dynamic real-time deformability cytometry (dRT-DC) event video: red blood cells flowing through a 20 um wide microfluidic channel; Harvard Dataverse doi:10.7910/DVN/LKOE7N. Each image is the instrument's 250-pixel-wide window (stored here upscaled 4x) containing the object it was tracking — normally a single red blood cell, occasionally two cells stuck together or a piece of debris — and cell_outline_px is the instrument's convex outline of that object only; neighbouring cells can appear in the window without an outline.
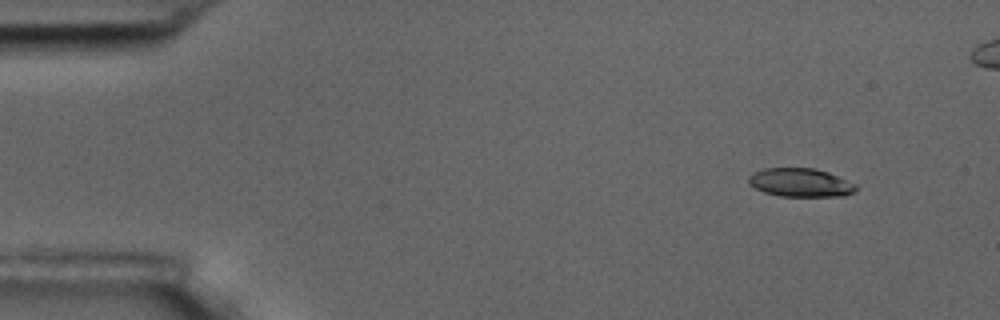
{"species": "common noctule bat (a hibernating species)", "species_latin": "Nyctalus noctula", "temperature_condition": "room temperature", "stored_images_in_passage": 5, "camera_frame_rate_fps": 3000, "um_per_image_px": 0.085, "animal": {"sex": "male", "body_mass_g": 17.5, "forearm_length_mm": 52.3}, "frame": {"image": 1, "passage_image": 1, "time_ms": 0.0, "image_size_px": [1000, 320], "cell_outline_px": [[856, 188], [852, 192], [844, 196], [780, 196], [764, 192], [748, 184], [748, 176], [764, 168], [812, 168], [828, 172], [856, 184]], "centroid_in_image_um": [68.02, 15.52], "position_along_channel_um": 17.0, "area_um2": 17.69}}